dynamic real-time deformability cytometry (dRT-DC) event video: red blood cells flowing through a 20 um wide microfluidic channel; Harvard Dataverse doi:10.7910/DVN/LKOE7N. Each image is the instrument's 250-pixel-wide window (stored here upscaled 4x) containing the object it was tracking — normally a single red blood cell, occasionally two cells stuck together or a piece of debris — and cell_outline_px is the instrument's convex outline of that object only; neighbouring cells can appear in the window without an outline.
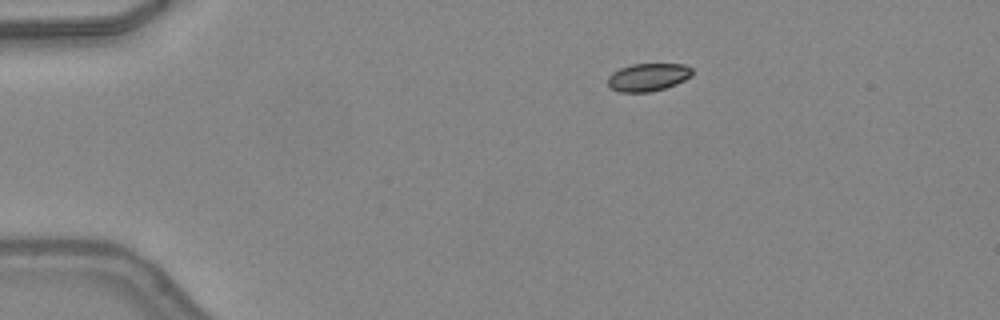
{"species": "common noctule bat (a hibernating species)", "species_latin": "Nyctalus noctula", "temperature_condition": "warm", "stored_images_in_passage": 7, "camera_frame_rate_fps": 3000, "um_per_image_px": 0.085, "animal": {"sex": "female", "body_mass_g": 24.6, "forearm_length_mm": 56.2}, "frame": {"image": 1, "passage_image": 1, "time_ms": 0.0, "image_size_px": [1000, 320], "cell_outline_px": [[692, 76], [676, 84], [664, 88], [648, 92], [620, 92], [612, 88], [608, 84], [608, 76], [612, 72], [620, 68], [632, 64], [684, 64], [692, 68]], "centroid_in_image_um": [55.08, 6.55], "position_along_channel_um": 29.9, "area_um2": 13.64}}